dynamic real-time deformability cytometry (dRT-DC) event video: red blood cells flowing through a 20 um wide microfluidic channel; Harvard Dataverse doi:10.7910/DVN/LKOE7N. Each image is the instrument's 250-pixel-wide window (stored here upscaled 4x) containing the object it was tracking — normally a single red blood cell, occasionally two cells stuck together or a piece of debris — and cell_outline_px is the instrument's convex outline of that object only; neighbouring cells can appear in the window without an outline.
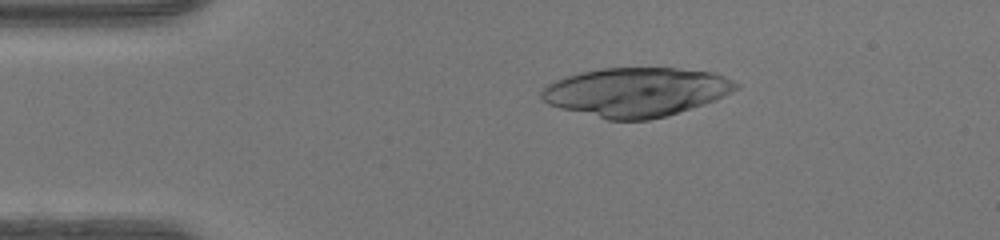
{"species": "human", "species_latin": "Homo sapiens", "temperature_condition": "warm", "stored_images_in_passage": 46, "camera_frame_rate_fps": 3000, "um_per_image_px": 0.085, "donor": {"sex": "female"}, "frame": {"image": 1, "passage_image": 8, "time_ms": 2.333, "image_size_px": [1000, 240], "cell_outline_px": [[740, 88], [716, 100], [668, 116], [648, 120], [608, 120], [560, 108], [548, 104], [540, 96], [540, 92], [548, 84], [556, 80], [580, 72], [604, 68], [676, 68], [712, 72], [724, 76], [740, 84]], "centroid_in_image_um": [54.1, 7.83], "position_along_channel_um": 30.9, "area_um2": 55.6}}